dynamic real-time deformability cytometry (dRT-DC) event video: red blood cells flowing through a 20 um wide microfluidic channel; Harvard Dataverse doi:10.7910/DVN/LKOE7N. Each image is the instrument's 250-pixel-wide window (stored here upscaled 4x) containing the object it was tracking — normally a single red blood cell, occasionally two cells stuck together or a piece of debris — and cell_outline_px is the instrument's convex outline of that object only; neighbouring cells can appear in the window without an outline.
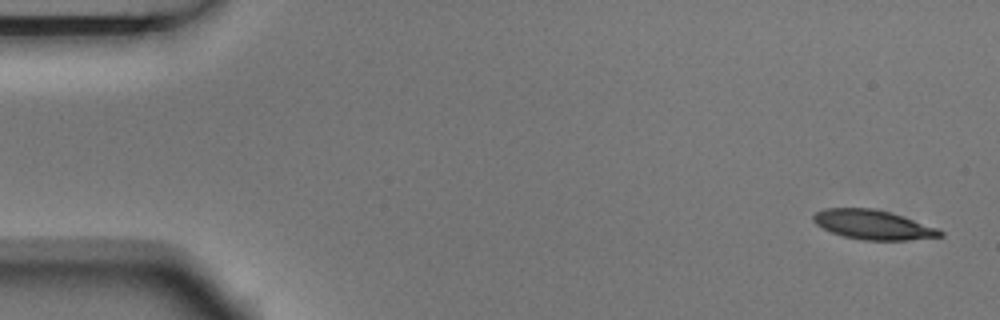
{"species": "Egyptian fruit bat (a non-hibernating species)", "species_latin": "Rousettus aegyptiacus", "temperature_condition": "room temperature", "stored_images_in_passage": 4, "camera_frame_rate_fps": 3000, "um_per_image_px": 0.085, "animal": {"sex": "male"}, "frame": {"image": 1, "passage_image": 1, "time_ms": 0.0, "image_size_px": [1000, 320], "cell_outline_px": [[944, 236], [908, 240], [860, 240], [844, 236], [832, 232], [816, 224], [812, 220], [812, 216], [816, 212], [824, 208], [872, 208], [888, 212], [936, 228], [944, 232]], "centroid_in_image_um": [74.17, 19.11], "position_along_channel_um": 10.8, "area_um2": 21.39}}